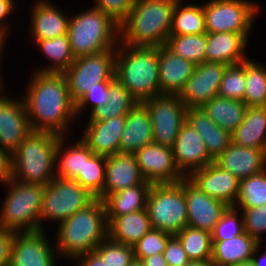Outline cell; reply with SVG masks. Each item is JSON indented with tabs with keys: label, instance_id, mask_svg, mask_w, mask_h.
<instances>
[{
	"label": "cell",
	"instance_id": "obj_14",
	"mask_svg": "<svg viewBox=\"0 0 266 266\" xmlns=\"http://www.w3.org/2000/svg\"><path fill=\"white\" fill-rule=\"evenodd\" d=\"M45 231L16 232L9 266H57L55 245Z\"/></svg>",
	"mask_w": 266,
	"mask_h": 266
},
{
	"label": "cell",
	"instance_id": "obj_27",
	"mask_svg": "<svg viewBox=\"0 0 266 266\" xmlns=\"http://www.w3.org/2000/svg\"><path fill=\"white\" fill-rule=\"evenodd\" d=\"M186 122L199 132L207 153L213 161L232 142L231 134L216 125L202 108H187Z\"/></svg>",
	"mask_w": 266,
	"mask_h": 266
},
{
	"label": "cell",
	"instance_id": "obj_48",
	"mask_svg": "<svg viewBox=\"0 0 266 266\" xmlns=\"http://www.w3.org/2000/svg\"><path fill=\"white\" fill-rule=\"evenodd\" d=\"M135 0H96L94 8L120 26L128 17Z\"/></svg>",
	"mask_w": 266,
	"mask_h": 266
},
{
	"label": "cell",
	"instance_id": "obj_39",
	"mask_svg": "<svg viewBox=\"0 0 266 266\" xmlns=\"http://www.w3.org/2000/svg\"><path fill=\"white\" fill-rule=\"evenodd\" d=\"M190 261H206L212 258V237L209 232L185 226L175 235Z\"/></svg>",
	"mask_w": 266,
	"mask_h": 266
},
{
	"label": "cell",
	"instance_id": "obj_29",
	"mask_svg": "<svg viewBox=\"0 0 266 266\" xmlns=\"http://www.w3.org/2000/svg\"><path fill=\"white\" fill-rule=\"evenodd\" d=\"M152 229L147 209L115 217L108 224V237L133 247Z\"/></svg>",
	"mask_w": 266,
	"mask_h": 266
},
{
	"label": "cell",
	"instance_id": "obj_21",
	"mask_svg": "<svg viewBox=\"0 0 266 266\" xmlns=\"http://www.w3.org/2000/svg\"><path fill=\"white\" fill-rule=\"evenodd\" d=\"M126 116L113 117L105 121H88L80 137L94 154L110 156L120 152V140Z\"/></svg>",
	"mask_w": 266,
	"mask_h": 266
},
{
	"label": "cell",
	"instance_id": "obj_41",
	"mask_svg": "<svg viewBox=\"0 0 266 266\" xmlns=\"http://www.w3.org/2000/svg\"><path fill=\"white\" fill-rule=\"evenodd\" d=\"M105 169L106 156L93 154L85 158L83 170L74 180L97 199L103 192Z\"/></svg>",
	"mask_w": 266,
	"mask_h": 266
},
{
	"label": "cell",
	"instance_id": "obj_11",
	"mask_svg": "<svg viewBox=\"0 0 266 266\" xmlns=\"http://www.w3.org/2000/svg\"><path fill=\"white\" fill-rule=\"evenodd\" d=\"M116 50L75 58L64 72L72 101L76 104L96 83L114 81Z\"/></svg>",
	"mask_w": 266,
	"mask_h": 266
},
{
	"label": "cell",
	"instance_id": "obj_54",
	"mask_svg": "<svg viewBox=\"0 0 266 266\" xmlns=\"http://www.w3.org/2000/svg\"><path fill=\"white\" fill-rule=\"evenodd\" d=\"M144 266H168L163 254L148 256L142 260Z\"/></svg>",
	"mask_w": 266,
	"mask_h": 266
},
{
	"label": "cell",
	"instance_id": "obj_55",
	"mask_svg": "<svg viewBox=\"0 0 266 266\" xmlns=\"http://www.w3.org/2000/svg\"><path fill=\"white\" fill-rule=\"evenodd\" d=\"M261 243L255 248L254 254L251 258L255 266H266V250L258 256L259 250H261Z\"/></svg>",
	"mask_w": 266,
	"mask_h": 266
},
{
	"label": "cell",
	"instance_id": "obj_23",
	"mask_svg": "<svg viewBox=\"0 0 266 266\" xmlns=\"http://www.w3.org/2000/svg\"><path fill=\"white\" fill-rule=\"evenodd\" d=\"M48 0H37L31 9V32L34 43L68 33L70 16ZM60 9V10H59ZM67 14V15H66Z\"/></svg>",
	"mask_w": 266,
	"mask_h": 266
},
{
	"label": "cell",
	"instance_id": "obj_16",
	"mask_svg": "<svg viewBox=\"0 0 266 266\" xmlns=\"http://www.w3.org/2000/svg\"><path fill=\"white\" fill-rule=\"evenodd\" d=\"M183 192L187 202V225L211 234L230 206L208 196L188 178L183 179Z\"/></svg>",
	"mask_w": 266,
	"mask_h": 266
},
{
	"label": "cell",
	"instance_id": "obj_10",
	"mask_svg": "<svg viewBox=\"0 0 266 266\" xmlns=\"http://www.w3.org/2000/svg\"><path fill=\"white\" fill-rule=\"evenodd\" d=\"M259 5L250 0H209L203 3L206 33H241L250 39Z\"/></svg>",
	"mask_w": 266,
	"mask_h": 266
},
{
	"label": "cell",
	"instance_id": "obj_44",
	"mask_svg": "<svg viewBox=\"0 0 266 266\" xmlns=\"http://www.w3.org/2000/svg\"><path fill=\"white\" fill-rule=\"evenodd\" d=\"M171 234L158 229H151L134 246V257L142 261L148 256L163 254Z\"/></svg>",
	"mask_w": 266,
	"mask_h": 266
},
{
	"label": "cell",
	"instance_id": "obj_9",
	"mask_svg": "<svg viewBox=\"0 0 266 266\" xmlns=\"http://www.w3.org/2000/svg\"><path fill=\"white\" fill-rule=\"evenodd\" d=\"M96 198L72 179L55 177L44 185L40 230H45L43 221H55L58 225L75 212L86 208Z\"/></svg>",
	"mask_w": 266,
	"mask_h": 266
},
{
	"label": "cell",
	"instance_id": "obj_52",
	"mask_svg": "<svg viewBox=\"0 0 266 266\" xmlns=\"http://www.w3.org/2000/svg\"><path fill=\"white\" fill-rule=\"evenodd\" d=\"M11 179V155L0 148V183L5 184Z\"/></svg>",
	"mask_w": 266,
	"mask_h": 266
},
{
	"label": "cell",
	"instance_id": "obj_12",
	"mask_svg": "<svg viewBox=\"0 0 266 266\" xmlns=\"http://www.w3.org/2000/svg\"><path fill=\"white\" fill-rule=\"evenodd\" d=\"M152 123L153 142L172 147L186 121V110L178 95L160 94L141 102Z\"/></svg>",
	"mask_w": 266,
	"mask_h": 266
},
{
	"label": "cell",
	"instance_id": "obj_15",
	"mask_svg": "<svg viewBox=\"0 0 266 266\" xmlns=\"http://www.w3.org/2000/svg\"><path fill=\"white\" fill-rule=\"evenodd\" d=\"M135 154L140 174L145 181L152 184L176 183L185 178L175 164L171 147L152 142Z\"/></svg>",
	"mask_w": 266,
	"mask_h": 266
},
{
	"label": "cell",
	"instance_id": "obj_31",
	"mask_svg": "<svg viewBox=\"0 0 266 266\" xmlns=\"http://www.w3.org/2000/svg\"><path fill=\"white\" fill-rule=\"evenodd\" d=\"M65 140L66 136L59 137L56 148L55 177L74 180L83 170L85 158H90L94 153L81 138L69 147L66 146L70 143L66 144Z\"/></svg>",
	"mask_w": 266,
	"mask_h": 266
},
{
	"label": "cell",
	"instance_id": "obj_36",
	"mask_svg": "<svg viewBox=\"0 0 266 266\" xmlns=\"http://www.w3.org/2000/svg\"><path fill=\"white\" fill-rule=\"evenodd\" d=\"M108 96V102L104 106H98L90 113L89 121H105L126 116L138 103L117 79L109 85Z\"/></svg>",
	"mask_w": 266,
	"mask_h": 266
},
{
	"label": "cell",
	"instance_id": "obj_20",
	"mask_svg": "<svg viewBox=\"0 0 266 266\" xmlns=\"http://www.w3.org/2000/svg\"><path fill=\"white\" fill-rule=\"evenodd\" d=\"M135 185H152L140 174L136 154L119 152L107 156L104 188L97 199L104 201L109 195Z\"/></svg>",
	"mask_w": 266,
	"mask_h": 266
},
{
	"label": "cell",
	"instance_id": "obj_30",
	"mask_svg": "<svg viewBox=\"0 0 266 266\" xmlns=\"http://www.w3.org/2000/svg\"><path fill=\"white\" fill-rule=\"evenodd\" d=\"M231 138L236 145L266 152V106L247 107L242 123Z\"/></svg>",
	"mask_w": 266,
	"mask_h": 266
},
{
	"label": "cell",
	"instance_id": "obj_40",
	"mask_svg": "<svg viewBox=\"0 0 266 266\" xmlns=\"http://www.w3.org/2000/svg\"><path fill=\"white\" fill-rule=\"evenodd\" d=\"M266 204V168L239 181L234 208H255Z\"/></svg>",
	"mask_w": 266,
	"mask_h": 266
},
{
	"label": "cell",
	"instance_id": "obj_43",
	"mask_svg": "<svg viewBox=\"0 0 266 266\" xmlns=\"http://www.w3.org/2000/svg\"><path fill=\"white\" fill-rule=\"evenodd\" d=\"M95 251L108 266H129L135 259L133 247L117 243L109 237L103 240Z\"/></svg>",
	"mask_w": 266,
	"mask_h": 266
},
{
	"label": "cell",
	"instance_id": "obj_22",
	"mask_svg": "<svg viewBox=\"0 0 266 266\" xmlns=\"http://www.w3.org/2000/svg\"><path fill=\"white\" fill-rule=\"evenodd\" d=\"M214 163L242 180L258 174L266 168V152L261 149L239 146L231 142L221 155L214 160Z\"/></svg>",
	"mask_w": 266,
	"mask_h": 266
},
{
	"label": "cell",
	"instance_id": "obj_24",
	"mask_svg": "<svg viewBox=\"0 0 266 266\" xmlns=\"http://www.w3.org/2000/svg\"><path fill=\"white\" fill-rule=\"evenodd\" d=\"M193 62L170 51L165 45L159 47L160 94L179 95L195 69Z\"/></svg>",
	"mask_w": 266,
	"mask_h": 266
},
{
	"label": "cell",
	"instance_id": "obj_56",
	"mask_svg": "<svg viewBox=\"0 0 266 266\" xmlns=\"http://www.w3.org/2000/svg\"><path fill=\"white\" fill-rule=\"evenodd\" d=\"M6 39H7V37L6 38L0 37V63L3 62V61H1V59H2V54H3L2 52L4 50L3 48H5L4 45L6 44L5 43L6 42ZM0 67H1V64H0ZM1 69L2 68H0V94L1 93H5V92H3L4 89H5L3 86H5V85H3L4 84L3 83V79H1V78H3L2 75H1L2 74L1 73Z\"/></svg>",
	"mask_w": 266,
	"mask_h": 266
},
{
	"label": "cell",
	"instance_id": "obj_32",
	"mask_svg": "<svg viewBox=\"0 0 266 266\" xmlns=\"http://www.w3.org/2000/svg\"><path fill=\"white\" fill-rule=\"evenodd\" d=\"M201 108L216 125L232 135L242 123L247 105L244 101L217 95Z\"/></svg>",
	"mask_w": 266,
	"mask_h": 266
},
{
	"label": "cell",
	"instance_id": "obj_2",
	"mask_svg": "<svg viewBox=\"0 0 266 266\" xmlns=\"http://www.w3.org/2000/svg\"><path fill=\"white\" fill-rule=\"evenodd\" d=\"M177 0H135L119 26V43L133 47H160L170 35Z\"/></svg>",
	"mask_w": 266,
	"mask_h": 266
},
{
	"label": "cell",
	"instance_id": "obj_33",
	"mask_svg": "<svg viewBox=\"0 0 266 266\" xmlns=\"http://www.w3.org/2000/svg\"><path fill=\"white\" fill-rule=\"evenodd\" d=\"M151 185H135L109 195L105 200L107 223L115 217L146 209Z\"/></svg>",
	"mask_w": 266,
	"mask_h": 266
},
{
	"label": "cell",
	"instance_id": "obj_6",
	"mask_svg": "<svg viewBox=\"0 0 266 266\" xmlns=\"http://www.w3.org/2000/svg\"><path fill=\"white\" fill-rule=\"evenodd\" d=\"M67 34L75 58L116 50L119 43V26L94 7L70 15Z\"/></svg>",
	"mask_w": 266,
	"mask_h": 266
},
{
	"label": "cell",
	"instance_id": "obj_51",
	"mask_svg": "<svg viewBox=\"0 0 266 266\" xmlns=\"http://www.w3.org/2000/svg\"><path fill=\"white\" fill-rule=\"evenodd\" d=\"M16 2V0H0V37L6 38L9 32L10 25L5 20H7L9 15L13 14L14 9L17 7Z\"/></svg>",
	"mask_w": 266,
	"mask_h": 266
},
{
	"label": "cell",
	"instance_id": "obj_38",
	"mask_svg": "<svg viewBox=\"0 0 266 266\" xmlns=\"http://www.w3.org/2000/svg\"><path fill=\"white\" fill-rule=\"evenodd\" d=\"M165 46L179 57L197 65L205 62L207 33L169 35Z\"/></svg>",
	"mask_w": 266,
	"mask_h": 266
},
{
	"label": "cell",
	"instance_id": "obj_18",
	"mask_svg": "<svg viewBox=\"0 0 266 266\" xmlns=\"http://www.w3.org/2000/svg\"><path fill=\"white\" fill-rule=\"evenodd\" d=\"M172 153L179 172L188 178L194 171L214 162L199 132L186 121L173 144Z\"/></svg>",
	"mask_w": 266,
	"mask_h": 266
},
{
	"label": "cell",
	"instance_id": "obj_49",
	"mask_svg": "<svg viewBox=\"0 0 266 266\" xmlns=\"http://www.w3.org/2000/svg\"><path fill=\"white\" fill-rule=\"evenodd\" d=\"M163 257L167 261L168 266H184L190 261L179 239L175 235L169 238L163 252Z\"/></svg>",
	"mask_w": 266,
	"mask_h": 266
},
{
	"label": "cell",
	"instance_id": "obj_59",
	"mask_svg": "<svg viewBox=\"0 0 266 266\" xmlns=\"http://www.w3.org/2000/svg\"><path fill=\"white\" fill-rule=\"evenodd\" d=\"M237 266H255V264L252 262V260L246 261L243 264H239Z\"/></svg>",
	"mask_w": 266,
	"mask_h": 266
},
{
	"label": "cell",
	"instance_id": "obj_42",
	"mask_svg": "<svg viewBox=\"0 0 266 266\" xmlns=\"http://www.w3.org/2000/svg\"><path fill=\"white\" fill-rule=\"evenodd\" d=\"M245 87V61L228 65L218 90V96L244 101Z\"/></svg>",
	"mask_w": 266,
	"mask_h": 266
},
{
	"label": "cell",
	"instance_id": "obj_37",
	"mask_svg": "<svg viewBox=\"0 0 266 266\" xmlns=\"http://www.w3.org/2000/svg\"><path fill=\"white\" fill-rule=\"evenodd\" d=\"M253 59L245 60L244 103L247 107L266 106V66Z\"/></svg>",
	"mask_w": 266,
	"mask_h": 266
},
{
	"label": "cell",
	"instance_id": "obj_17",
	"mask_svg": "<svg viewBox=\"0 0 266 266\" xmlns=\"http://www.w3.org/2000/svg\"><path fill=\"white\" fill-rule=\"evenodd\" d=\"M0 94V148L10 155L31 132L26 107L22 97Z\"/></svg>",
	"mask_w": 266,
	"mask_h": 266
},
{
	"label": "cell",
	"instance_id": "obj_3",
	"mask_svg": "<svg viewBox=\"0 0 266 266\" xmlns=\"http://www.w3.org/2000/svg\"><path fill=\"white\" fill-rule=\"evenodd\" d=\"M57 230L55 248L58 255L74 261L82 254L95 251L108 237L104 201L95 199L59 224Z\"/></svg>",
	"mask_w": 266,
	"mask_h": 266
},
{
	"label": "cell",
	"instance_id": "obj_46",
	"mask_svg": "<svg viewBox=\"0 0 266 266\" xmlns=\"http://www.w3.org/2000/svg\"><path fill=\"white\" fill-rule=\"evenodd\" d=\"M242 210L244 232L254 237L259 243H263V235L266 232V204L255 208H235Z\"/></svg>",
	"mask_w": 266,
	"mask_h": 266
},
{
	"label": "cell",
	"instance_id": "obj_5",
	"mask_svg": "<svg viewBox=\"0 0 266 266\" xmlns=\"http://www.w3.org/2000/svg\"><path fill=\"white\" fill-rule=\"evenodd\" d=\"M56 134L32 131L11 154V179L46 185L55 178Z\"/></svg>",
	"mask_w": 266,
	"mask_h": 266
},
{
	"label": "cell",
	"instance_id": "obj_47",
	"mask_svg": "<svg viewBox=\"0 0 266 266\" xmlns=\"http://www.w3.org/2000/svg\"><path fill=\"white\" fill-rule=\"evenodd\" d=\"M113 81H103L95 84L83 97L75 104L76 116L90 108V113L98 106H104L108 102L109 85ZM89 106V107H88ZM87 108V109H86ZM85 109V110H84Z\"/></svg>",
	"mask_w": 266,
	"mask_h": 266
},
{
	"label": "cell",
	"instance_id": "obj_28",
	"mask_svg": "<svg viewBox=\"0 0 266 266\" xmlns=\"http://www.w3.org/2000/svg\"><path fill=\"white\" fill-rule=\"evenodd\" d=\"M212 258L215 266H237L251 260L260 244L246 232L229 240H212Z\"/></svg>",
	"mask_w": 266,
	"mask_h": 266
},
{
	"label": "cell",
	"instance_id": "obj_13",
	"mask_svg": "<svg viewBox=\"0 0 266 266\" xmlns=\"http://www.w3.org/2000/svg\"><path fill=\"white\" fill-rule=\"evenodd\" d=\"M227 66L206 61L195 65L192 76L178 95L185 107L201 108L217 96Z\"/></svg>",
	"mask_w": 266,
	"mask_h": 266
},
{
	"label": "cell",
	"instance_id": "obj_19",
	"mask_svg": "<svg viewBox=\"0 0 266 266\" xmlns=\"http://www.w3.org/2000/svg\"><path fill=\"white\" fill-rule=\"evenodd\" d=\"M188 179L202 192L233 207L239 192V179L214 162L194 171Z\"/></svg>",
	"mask_w": 266,
	"mask_h": 266
},
{
	"label": "cell",
	"instance_id": "obj_50",
	"mask_svg": "<svg viewBox=\"0 0 266 266\" xmlns=\"http://www.w3.org/2000/svg\"><path fill=\"white\" fill-rule=\"evenodd\" d=\"M15 231L0 226V266H9Z\"/></svg>",
	"mask_w": 266,
	"mask_h": 266
},
{
	"label": "cell",
	"instance_id": "obj_58",
	"mask_svg": "<svg viewBox=\"0 0 266 266\" xmlns=\"http://www.w3.org/2000/svg\"><path fill=\"white\" fill-rule=\"evenodd\" d=\"M129 266H144V264L142 261L134 259Z\"/></svg>",
	"mask_w": 266,
	"mask_h": 266
},
{
	"label": "cell",
	"instance_id": "obj_57",
	"mask_svg": "<svg viewBox=\"0 0 266 266\" xmlns=\"http://www.w3.org/2000/svg\"><path fill=\"white\" fill-rule=\"evenodd\" d=\"M184 266H215L211 260L206 261H189Z\"/></svg>",
	"mask_w": 266,
	"mask_h": 266
},
{
	"label": "cell",
	"instance_id": "obj_25",
	"mask_svg": "<svg viewBox=\"0 0 266 266\" xmlns=\"http://www.w3.org/2000/svg\"><path fill=\"white\" fill-rule=\"evenodd\" d=\"M248 39L241 33H207L206 62L234 65L247 60Z\"/></svg>",
	"mask_w": 266,
	"mask_h": 266
},
{
	"label": "cell",
	"instance_id": "obj_4",
	"mask_svg": "<svg viewBox=\"0 0 266 266\" xmlns=\"http://www.w3.org/2000/svg\"><path fill=\"white\" fill-rule=\"evenodd\" d=\"M159 47H133L118 43L115 78L137 101L160 95Z\"/></svg>",
	"mask_w": 266,
	"mask_h": 266
},
{
	"label": "cell",
	"instance_id": "obj_45",
	"mask_svg": "<svg viewBox=\"0 0 266 266\" xmlns=\"http://www.w3.org/2000/svg\"><path fill=\"white\" fill-rule=\"evenodd\" d=\"M240 217V218H239ZM244 233L242 212L229 207L211 233L212 240H229Z\"/></svg>",
	"mask_w": 266,
	"mask_h": 266
},
{
	"label": "cell",
	"instance_id": "obj_1",
	"mask_svg": "<svg viewBox=\"0 0 266 266\" xmlns=\"http://www.w3.org/2000/svg\"><path fill=\"white\" fill-rule=\"evenodd\" d=\"M32 76L22 96L31 130L67 137L78 117L65 74L35 71Z\"/></svg>",
	"mask_w": 266,
	"mask_h": 266
},
{
	"label": "cell",
	"instance_id": "obj_53",
	"mask_svg": "<svg viewBox=\"0 0 266 266\" xmlns=\"http://www.w3.org/2000/svg\"><path fill=\"white\" fill-rule=\"evenodd\" d=\"M75 261L79 263L78 266H108L106 261H104L96 251L82 254L78 256Z\"/></svg>",
	"mask_w": 266,
	"mask_h": 266
},
{
	"label": "cell",
	"instance_id": "obj_8",
	"mask_svg": "<svg viewBox=\"0 0 266 266\" xmlns=\"http://www.w3.org/2000/svg\"><path fill=\"white\" fill-rule=\"evenodd\" d=\"M146 209L153 229L176 235L187 226V202L183 179L176 183L152 184L147 196Z\"/></svg>",
	"mask_w": 266,
	"mask_h": 266
},
{
	"label": "cell",
	"instance_id": "obj_34",
	"mask_svg": "<svg viewBox=\"0 0 266 266\" xmlns=\"http://www.w3.org/2000/svg\"><path fill=\"white\" fill-rule=\"evenodd\" d=\"M44 57L51 61L48 66L37 67L38 72L64 73L74 62L68 34L35 42Z\"/></svg>",
	"mask_w": 266,
	"mask_h": 266
},
{
	"label": "cell",
	"instance_id": "obj_35",
	"mask_svg": "<svg viewBox=\"0 0 266 266\" xmlns=\"http://www.w3.org/2000/svg\"><path fill=\"white\" fill-rule=\"evenodd\" d=\"M205 14L203 4H184L177 0L174 6L170 35L204 34Z\"/></svg>",
	"mask_w": 266,
	"mask_h": 266
},
{
	"label": "cell",
	"instance_id": "obj_7",
	"mask_svg": "<svg viewBox=\"0 0 266 266\" xmlns=\"http://www.w3.org/2000/svg\"><path fill=\"white\" fill-rule=\"evenodd\" d=\"M0 211V226L15 232L40 230L44 185L10 179Z\"/></svg>",
	"mask_w": 266,
	"mask_h": 266
},
{
	"label": "cell",
	"instance_id": "obj_26",
	"mask_svg": "<svg viewBox=\"0 0 266 266\" xmlns=\"http://www.w3.org/2000/svg\"><path fill=\"white\" fill-rule=\"evenodd\" d=\"M152 123L147 108L138 102L126 115L120 140V153L135 154L153 142Z\"/></svg>",
	"mask_w": 266,
	"mask_h": 266
}]
</instances>
